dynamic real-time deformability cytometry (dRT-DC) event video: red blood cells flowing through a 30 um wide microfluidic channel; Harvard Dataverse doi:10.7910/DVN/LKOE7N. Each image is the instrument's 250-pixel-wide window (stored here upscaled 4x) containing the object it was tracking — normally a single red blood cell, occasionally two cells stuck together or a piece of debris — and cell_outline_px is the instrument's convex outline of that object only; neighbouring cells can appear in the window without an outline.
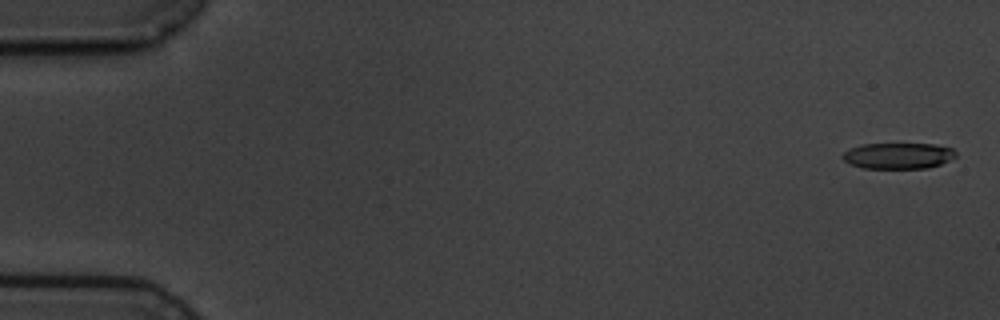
{"species": "common noctule bat (a hibernating species)", "species_latin": "Nyctalus noctula", "temperature_condition": "cold", "stored_images_in_passage": 5, "camera_frame_rate_fps": 3000, "um_per_image_px": 0.085, "animal": {"sex": "male", "body_mass_g": 19.5, "forearm_length_mm": 54.6}, "frame": {"image": 1, "passage_image": 1, "time_ms": 0.0, "image_size_px": [1000, 320], "cell_outline_px": [[956, 156], [940, 164], [928, 168], [864, 168], [852, 164], [844, 160], [840, 156], [844, 152], [852, 148], [864, 144], [936, 144], [952, 148], [956, 152]], "centroid_in_image_um": [76.36, 13.24], "position_along_channel_um": 8.6, "area_um2": 16.99}}
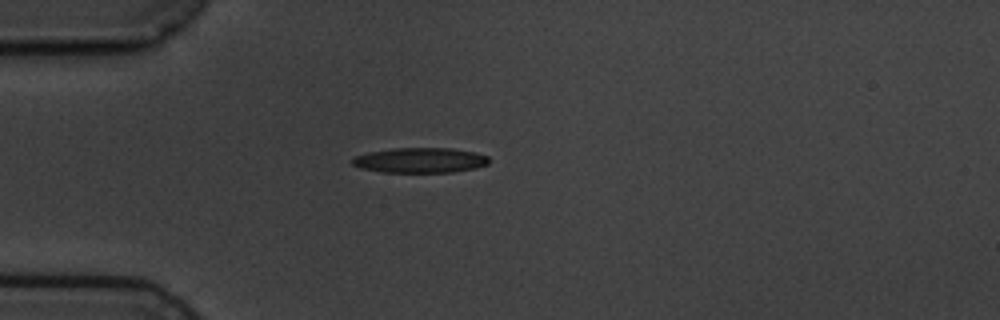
{"frame": {"image": 2, "passage_image": 5, "time_ms": 4.667, "image_size_px": [1000, 320], "cell_outline_px": [[492, 160], [488, 164], [476, 168], [452, 172], [380, 172], [360, 168], [352, 164], [352, 156], [368, 152], [392, 148], [452, 148], [476, 152], [488, 156]], "centroid_in_image_um": [35.72, 13.62], "position_along_channel_um": 49.3, "area_um2": 20.29}}